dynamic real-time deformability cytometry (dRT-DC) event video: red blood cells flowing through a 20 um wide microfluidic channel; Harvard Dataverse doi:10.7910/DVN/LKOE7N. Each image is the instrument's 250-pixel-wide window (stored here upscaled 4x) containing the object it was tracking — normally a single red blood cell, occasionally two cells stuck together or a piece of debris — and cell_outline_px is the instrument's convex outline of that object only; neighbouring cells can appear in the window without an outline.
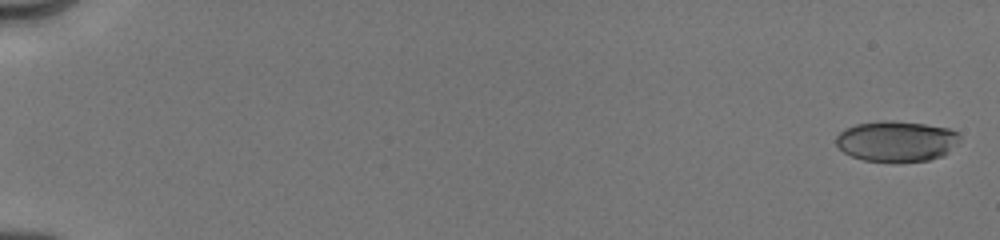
{"species": "human", "species_latin": "Homo sapiens", "temperature_condition": "cold", "stored_images_in_passage": 19, "camera_frame_rate_fps": 3000, "um_per_image_px": 0.085, "donor": {"sex": "male"}, "frame": {"image": 1, "passage_image": 2, "time_ms": 0.333, "image_size_px": [1000, 240], "cell_outline_px": [[960, 144], [944, 156], [928, 160], [896, 164], [864, 160], [852, 156], [844, 152], [836, 144], [836, 136], [844, 128], [856, 124], [880, 120], [892, 120], [924, 124], [948, 128], [956, 132], [960, 136]], "centroid_in_image_um": [76.23, 12.03], "position_along_channel_um": 8.8, "area_um2": 30.11}}
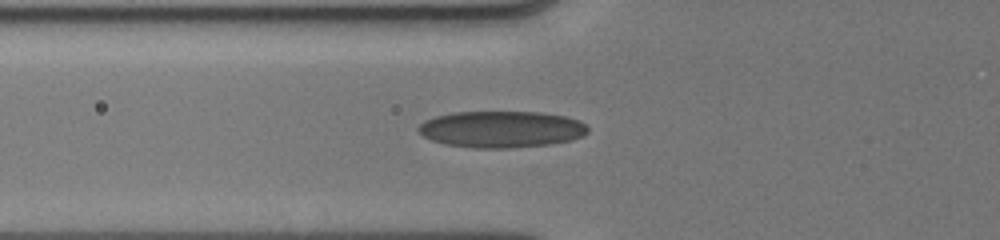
{"frame": {"image": 2, "passage_image": 14, "time_ms": 7.0, "image_size_px": [1000, 240], "cell_outline_px": [[588, 132], [584, 136], [572, 140], [548, 144], [508, 148], [472, 148], [444, 144], [432, 140], [424, 136], [416, 128], [424, 120], [436, 116], [452, 112], [540, 112], [564, 116], [580, 120], [588, 128]], "centroid_in_image_um": [42.61, 10.98], "position_along_channel_um": 83.2, "area_um2": 36.24}}
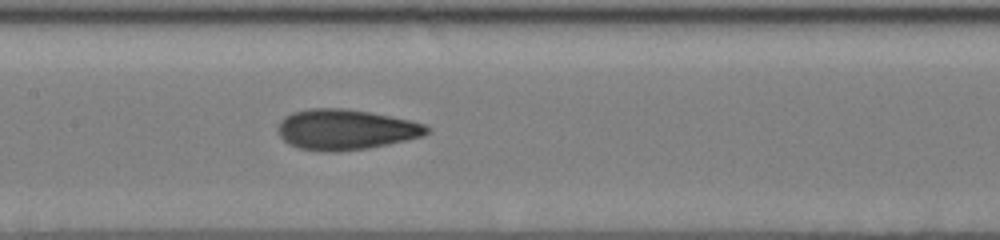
{"frame": {"image": 3, "passage_image": 19, "time_ms": 9.333, "image_size_px": [1000, 240], "cell_outline_px": [[428, 132], [424, 136], [388, 144], [368, 148], [336, 152], [324, 152], [300, 148], [288, 144], [280, 136], [280, 120], [284, 116], [292, 112], [308, 108], [344, 108], [372, 112], [408, 120], [424, 124], [428, 128]], "centroid_in_image_um": [29.36, 11.01], "position_along_channel_um": 178.0, "area_um2": 35.03}}